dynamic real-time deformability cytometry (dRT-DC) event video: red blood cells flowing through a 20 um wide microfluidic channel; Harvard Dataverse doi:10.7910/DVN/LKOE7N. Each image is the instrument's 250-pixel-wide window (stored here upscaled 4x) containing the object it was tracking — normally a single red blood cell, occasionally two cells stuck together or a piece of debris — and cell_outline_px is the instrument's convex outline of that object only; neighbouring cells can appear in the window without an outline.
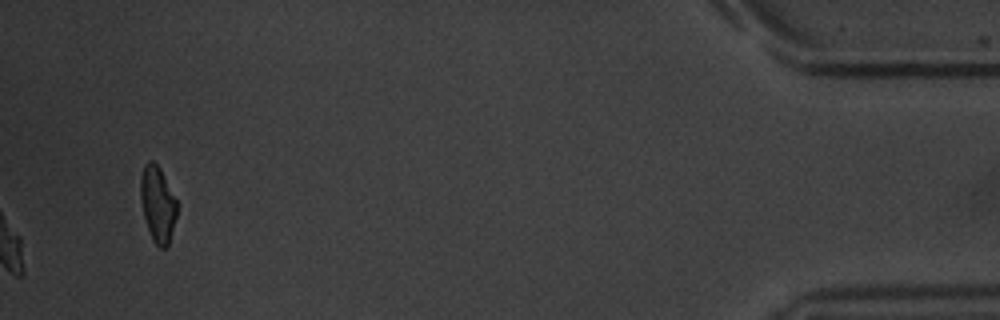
{"species": "common noctule bat (a hibernating species)", "species_latin": "Nyctalus noctula", "temperature_condition": "warm", "stored_images_in_passage": 55, "camera_frame_rate_fps": 3000, "um_per_image_px": 0.085, "animal": {"sex": "male", "body_mass_g": 20.1, "forearm_length_mm": 53.5}, "frame": {"image": 1, "passage_image": 55, "time_ms": 18.0, "image_size_px": [1000, 320], "cell_outline_px": [[176, 216], [168, 244], [164, 248], [160, 248], [152, 240], [144, 216], [140, 196], [140, 176], [144, 164], [148, 160], [152, 160], [160, 168], [176, 200]], "centroid_in_image_um": [13.37, 17.31], "position_along_channel_um": 421.8, "area_um2": 15.84}, "authors_computed_cell_mechanics": {"area_um2": 15.4904, "velocity_mm_per_s": 3.8097, "shape_relaxation_time_tau1_ms": 3.249, "shape_relaxation_time_tau2_ms": 3.5786, "deformation_change_tau1": 0.1406, "deformation_change_tau2": 0.0944}}